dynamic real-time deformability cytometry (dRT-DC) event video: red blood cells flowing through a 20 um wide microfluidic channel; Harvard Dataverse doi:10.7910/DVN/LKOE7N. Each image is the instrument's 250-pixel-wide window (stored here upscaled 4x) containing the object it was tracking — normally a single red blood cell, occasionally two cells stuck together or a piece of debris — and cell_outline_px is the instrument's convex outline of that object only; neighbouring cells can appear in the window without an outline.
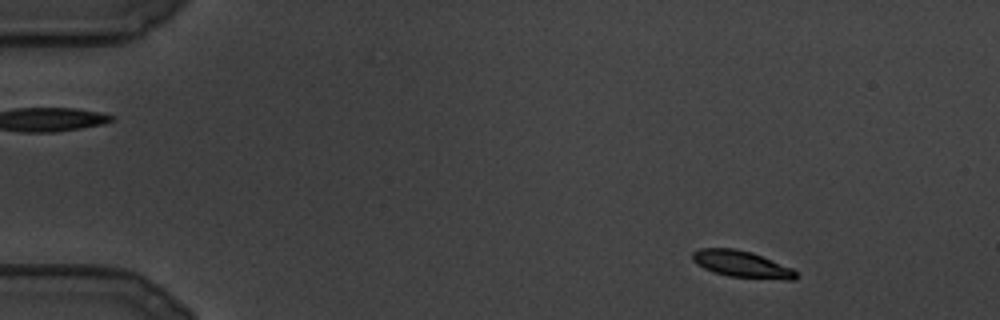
{"species": "common noctule bat (a hibernating species)", "species_latin": "Nyctalus noctula", "temperature_condition": "cold", "stored_images_in_passage": 101, "camera_frame_rate_fps": 3000, "um_per_image_px": 0.085, "animal": {"sex": "male", "body_mass_g": 19.5, "forearm_length_mm": 54.6}, "frame": {"image": 1, "passage_image": 3, "time_ms": 0.667, "image_size_px": [1000, 320], "cell_outline_px": [[796, 280], [784, 280], [728, 276], [712, 272], [696, 264], [692, 260], [692, 252], [700, 248], [736, 248], [752, 252], [792, 268], [796, 272]], "centroid_in_image_um": [63.02, 22.45], "position_along_channel_um": 22.0, "area_um2": 16.18}}
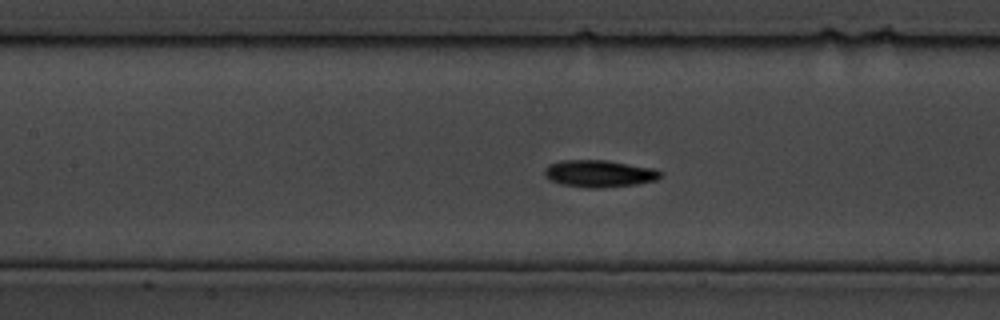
{"frame": {"image": 2, "passage_image": 40, "time_ms": 13.0, "image_size_px": [1000, 320], "cell_outline_px": [[664, 172], [656, 180], [636, 184], [596, 188], [588, 188], [560, 184], [552, 180], [544, 172], [548, 164], [560, 160], [608, 160], [656, 168]], "centroid_in_image_um": [50.98, 14.74], "position_along_channel_um": 156.4, "area_um2": 18.32}}
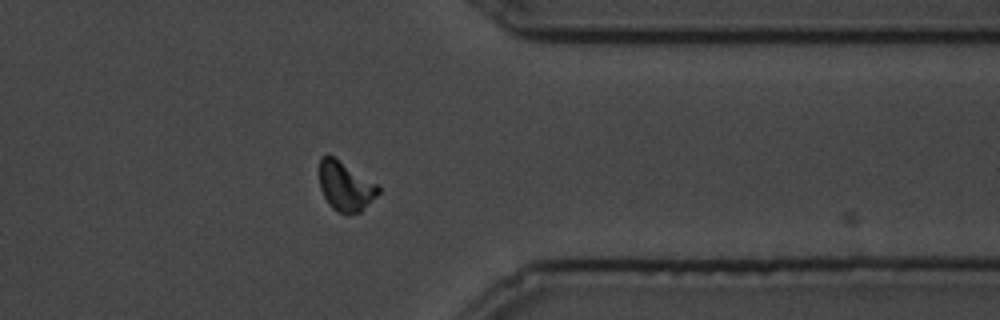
{"frame": {"image": 3, "passage_image": 78, "time_ms": 25.667, "image_size_px": [1000, 320], "cell_outline_px": [[380, 192], [360, 212], [340, 212], [332, 208], [328, 204], [320, 188], [320, 156], [328, 152], [376, 184], [380, 188]], "centroid_in_image_um": [29.32, 15.79], "position_along_channel_um": 382.1, "area_um2": 16.7}}